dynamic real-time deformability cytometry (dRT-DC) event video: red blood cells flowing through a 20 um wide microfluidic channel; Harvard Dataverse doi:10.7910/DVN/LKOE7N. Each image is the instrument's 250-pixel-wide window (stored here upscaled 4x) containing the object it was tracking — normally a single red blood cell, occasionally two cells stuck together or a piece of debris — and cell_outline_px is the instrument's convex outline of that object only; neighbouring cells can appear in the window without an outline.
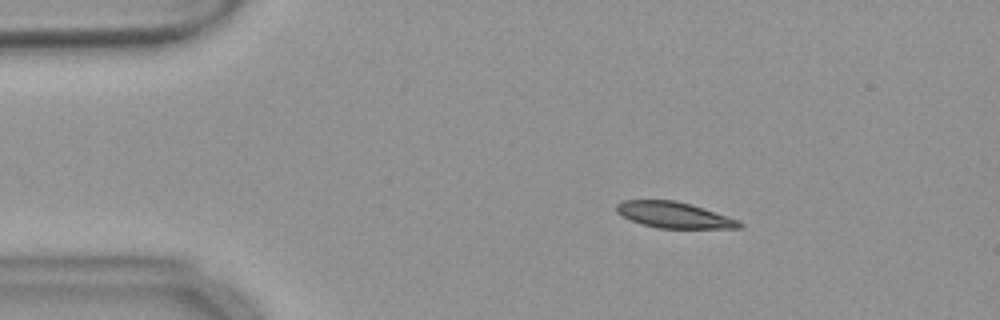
{"species": "common noctule bat (a hibernating species)", "species_latin": "Nyctalus noctula", "temperature_condition": "warm", "stored_images_in_passage": 55, "camera_frame_rate_fps": 3000, "um_per_image_px": 0.085, "animal": {"sex": "female", "body_mass_g": 18.4}, "frame": {"image": 1, "passage_image": 9, "time_ms": 2.667, "image_size_px": [1000, 320], "cell_outline_px": [[744, 224], [740, 228], [656, 228], [640, 224], [620, 216], [616, 212], [616, 204], [624, 200], [676, 200], [692, 204], [740, 220]], "centroid_in_image_um": [57.28, 18.27], "position_along_channel_um": 27.7, "area_um2": 18.9}}
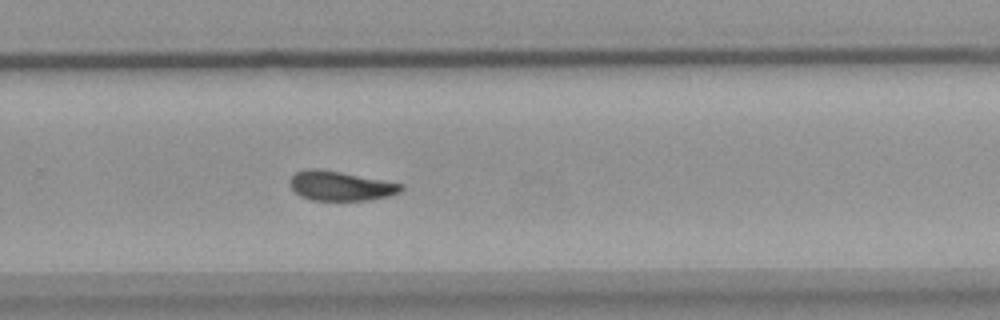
{"frame": {"image": 2, "passage_image": 36, "time_ms": 11.667, "image_size_px": [1000, 320], "cell_outline_px": [[404, 188], [400, 192], [388, 196], [368, 200], [312, 200], [300, 196], [288, 184], [288, 180], [296, 172], [304, 168], [316, 168], [340, 172], [404, 184]], "centroid_in_image_um": [28.91, 15.79], "position_along_channel_um": 300.9, "area_um2": 19.13}}
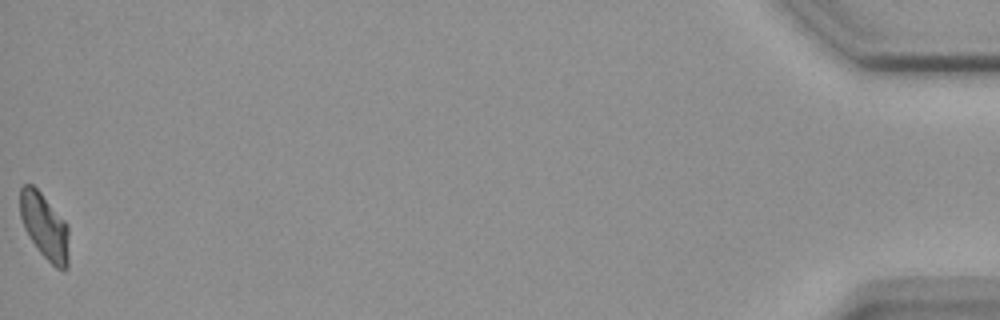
{"frame": {"image": 3, "passage_image": 55, "time_ms": 18.0, "image_size_px": [1000, 320], "cell_outline_px": [[68, 268], [64, 272], [56, 268], [40, 252], [28, 236], [24, 228], [20, 216], [20, 188], [24, 184], [32, 184], [40, 192], [68, 224]], "centroid_in_image_um": [3.79, 19.26], "position_along_channel_um": 431.4, "area_um2": 18.79}, "authors_computed_cell_mechanics": {"area_um2": 19.4208, "velocity_mm_per_s": 3.6527, "shape_relaxation_time_tau1_ms": 5.502, "shape_relaxation_time_tau2_ms": 7.1405, "deformation_change_tau1": 0.1568, "deformation_change_tau2": 0.1252}}